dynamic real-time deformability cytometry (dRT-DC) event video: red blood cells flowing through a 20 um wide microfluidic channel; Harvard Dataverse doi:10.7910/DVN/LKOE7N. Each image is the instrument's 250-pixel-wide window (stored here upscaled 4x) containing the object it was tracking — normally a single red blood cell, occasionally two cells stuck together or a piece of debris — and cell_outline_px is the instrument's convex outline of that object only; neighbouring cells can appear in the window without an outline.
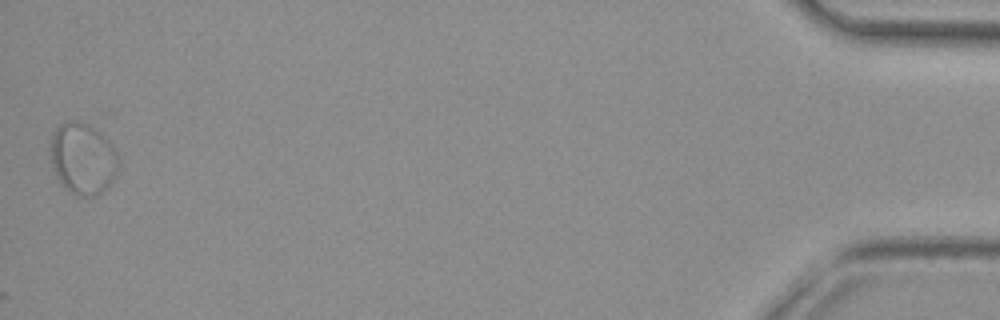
{"species": "common noctule bat (a hibernating species)", "species_latin": "Nyctalus noctula", "temperature_condition": "cold", "stored_images_in_passage": 45, "segment_of_instrument_passage": [2, 2], "camera_frame_rate_fps": 3000, "um_per_image_px": 0.085, "animal": {"sex": "female", "body_mass_g": 29.2, "forearm_length_mm": 56.3}, "frame": {"image": 1, "passage_image": 45, "time_ms": 14.667, "image_size_px": [1000, 320], "cell_outline_px": [[120, 164], [116, 176], [108, 188], [96, 196], [76, 196], [64, 188], [56, 176], [52, 168], [48, 148], [52, 132], [60, 124], [72, 120], [76, 120], [88, 124], [108, 140], [112, 144]], "centroid_in_image_um": [7.01, 13.5], "position_along_channel_um": 428.2, "area_um2": 28.96}}